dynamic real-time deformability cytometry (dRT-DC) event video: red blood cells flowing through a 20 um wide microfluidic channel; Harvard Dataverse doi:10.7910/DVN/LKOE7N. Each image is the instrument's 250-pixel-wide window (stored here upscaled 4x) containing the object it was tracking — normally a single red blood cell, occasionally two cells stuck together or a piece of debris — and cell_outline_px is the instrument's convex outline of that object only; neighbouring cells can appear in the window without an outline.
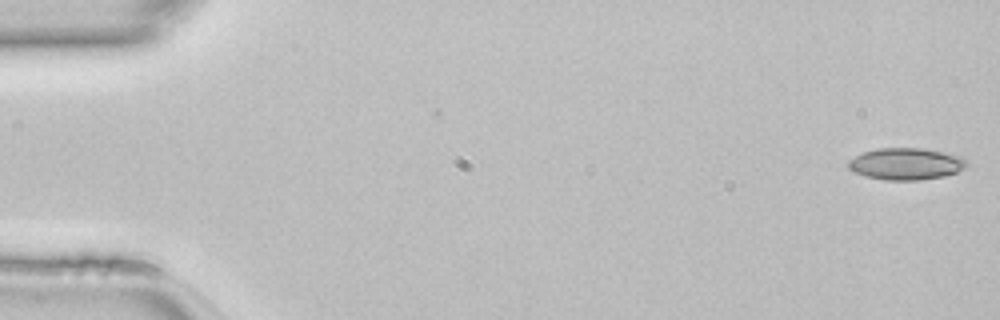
{"species": "common noctule bat (a hibernating species)", "species_latin": "Nyctalus noctula", "temperature_condition": "room temperature", "stored_images_in_passage": 47, "camera_frame_rate_fps": 3000, "um_per_image_px": 0.085, "animal": {"sex": "female", "body_mass_g": 22.7, "forearm_length_mm": 54.2}, "frame": {"image": 1, "passage_image": 1, "time_ms": 0.0, "image_size_px": [1000, 320], "cell_outline_px": [[968, 164], [964, 168], [956, 172], [944, 176], [920, 180], [884, 180], [864, 176], [848, 168], [848, 160], [864, 152], [876, 148], [924, 148], [960, 156], [968, 160]], "centroid_in_image_um": [77.01, 13.93], "position_along_channel_um": 8.0, "area_um2": 21.96}}
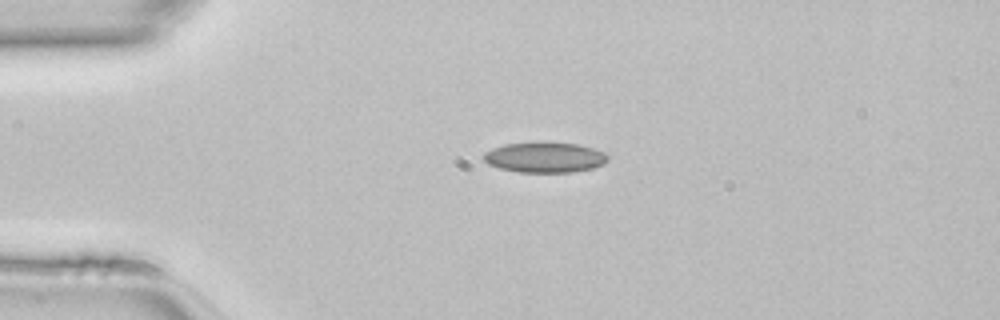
{"frame": {"image": 2, "passage_image": 11, "time_ms": 3.333, "image_size_px": [1000, 320], "cell_outline_px": [[608, 160], [604, 164], [592, 168], [572, 172], [520, 172], [500, 168], [488, 164], [484, 160], [484, 152], [492, 148], [504, 144], [536, 140], [544, 140], [576, 144], [592, 148], [604, 152], [608, 156]], "centroid_in_image_um": [46.29, 13.34], "position_along_channel_um": 38.7, "area_um2": 22.48}}
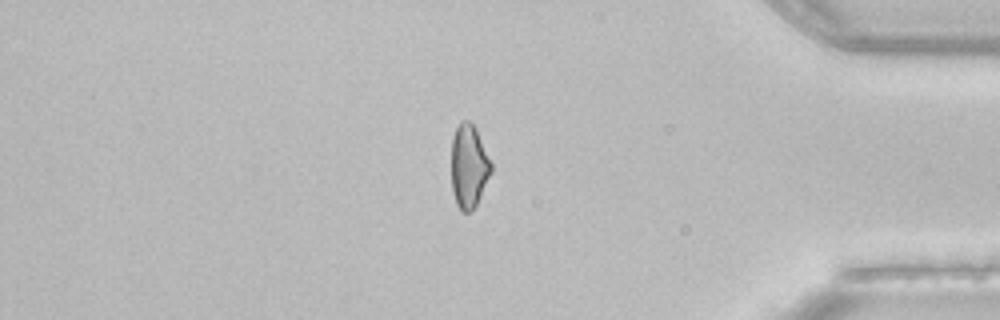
{"frame": {"image": 3, "passage_image": 40, "time_ms": 13.0, "image_size_px": [1000, 320], "cell_outline_px": [[492, 172], [472, 212], [460, 212], [456, 204], [452, 192], [452, 136], [460, 120], [468, 120], [476, 128], [492, 164]], "centroid_in_image_um": [39.84, 14.14], "position_along_channel_um": 395.4, "area_um2": 19.48}}